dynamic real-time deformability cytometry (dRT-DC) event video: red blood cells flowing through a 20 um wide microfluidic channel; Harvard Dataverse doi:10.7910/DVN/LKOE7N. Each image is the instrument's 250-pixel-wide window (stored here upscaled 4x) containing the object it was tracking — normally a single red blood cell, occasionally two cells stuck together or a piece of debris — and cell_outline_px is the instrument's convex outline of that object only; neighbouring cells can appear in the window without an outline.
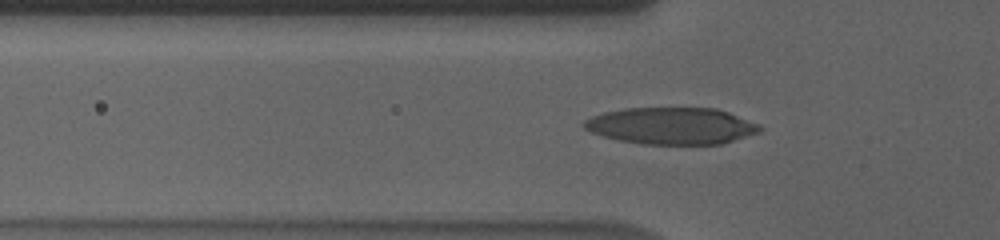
{"species": "human", "species_latin": "Homo sapiens", "temperature_condition": "cold", "stored_images_in_passage": 51, "camera_frame_rate_fps": 3000, "um_per_image_px": 0.085, "donor": {"sex": "male"}, "frame": {"image": 1, "passage_image": 19, "time_ms": 6.0, "image_size_px": [1000, 240], "cell_outline_px": [[764, 128], [760, 132], [720, 144], [640, 144], [620, 140], [588, 132], [580, 124], [584, 120], [592, 116], [604, 112], [624, 108], [716, 108], [728, 112], [760, 124]], "centroid_in_image_um": [57.06, 10.69], "position_along_channel_um": 68.7, "area_um2": 37.86}}
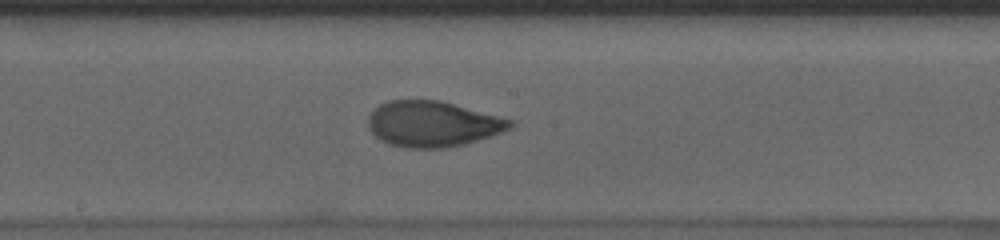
{"frame": {"image": 2, "passage_image": 31, "time_ms": 10.0, "image_size_px": [1000, 240], "cell_outline_px": [[516, 124], [512, 128], [492, 136], [464, 144], [448, 148], [404, 148], [388, 144], [380, 140], [368, 128], [368, 116], [380, 104], [388, 100], [440, 100], [516, 120]], "centroid_in_image_um": [36.82, 10.54], "position_along_channel_um": 211.4, "area_um2": 38.26}}
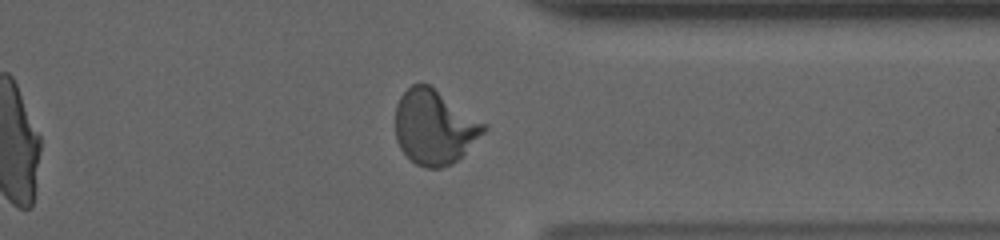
{"frame": {"image": 3, "passage_image": 45, "time_ms": 14.667, "image_size_px": [1000, 240], "cell_outline_px": [[488, 128], [452, 164], [440, 168], [424, 168], [408, 160], [400, 148], [396, 140], [396, 104], [400, 96], [412, 84], [428, 84], [488, 124]], "centroid_in_image_um": [36.91, 10.81], "position_along_channel_um": 374.5, "area_um2": 38.32}, "authors_computed_cell_mechanics": {"area_um2": 37.4544, "velocity_mm_per_s": 3.5629, "shape_relaxation_time_tau1_ms": 7.7163, "shape_relaxation_time_tau2_ms": 1.0938, "deformation_change_tau1": 0.2259, "deformation_change_tau2": 0.0625}}